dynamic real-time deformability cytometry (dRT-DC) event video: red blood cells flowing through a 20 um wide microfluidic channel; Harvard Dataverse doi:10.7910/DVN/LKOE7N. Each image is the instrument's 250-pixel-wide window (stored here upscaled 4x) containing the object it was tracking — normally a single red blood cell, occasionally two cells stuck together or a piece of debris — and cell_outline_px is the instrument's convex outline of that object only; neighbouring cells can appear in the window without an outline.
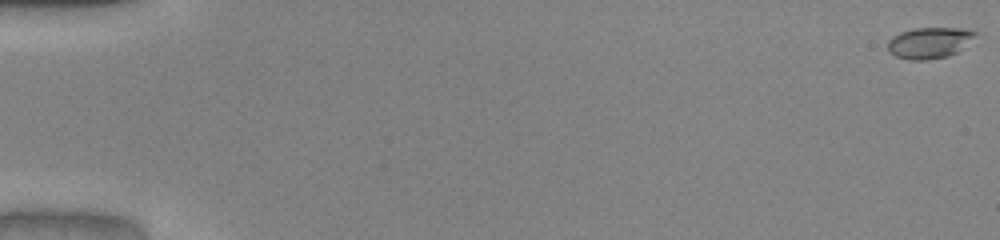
{"species": "common noctule bat (a hibernating species)", "species_latin": "Nyctalus noctula", "temperature_condition": "warm", "stored_images_in_passage": 52, "camera_frame_rate_fps": 3000, "um_per_image_px": 0.085, "animal": {"sex": "male", "body_mass_g": 20.0, "forearm_length_mm": 53.3}, "frame": {"image": 1, "passage_image": 1, "time_ms": 0.0, "image_size_px": [1000, 240], "cell_outline_px": [[976, 32], [956, 52], [948, 56], [924, 60], [908, 60], [896, 56], [888, 52], [888, 40], [892, 36], [900, 32], [916, 28], [964, 28]], "centroid_in_image_um": [78.89, 3.64], "position_along_channel_um": 6.1, "area_um2": 15.49}}
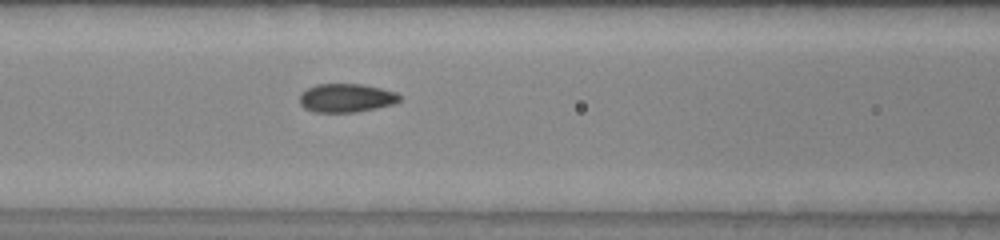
{"frame": {"image": 2, "passage_image": 24, "time_ms": 7.667, "image_size_px": [1000, 240], "cell_outline_px": [[400, 100], [392, 104], [376, 108], [356, 112], [316, 112], [304, 108], [300, 104], [300, 92], [316, 84], [364, 84], [396, 92], [400, 96]], "centroid_in_image_um": [29.41, 8.32], "position_along_channel_um": 137.2, "area_um2": 16.65}}
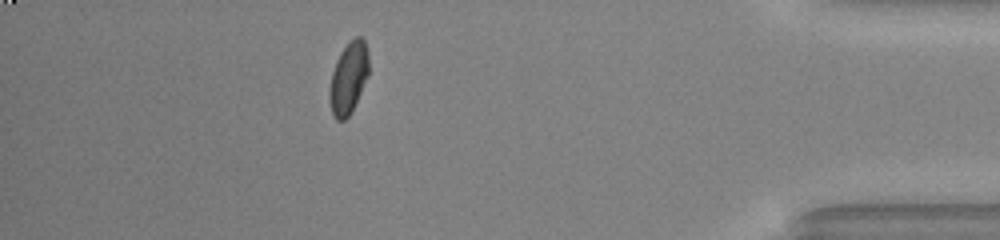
{"frame": {"image": 3, "passage_image": 47, "time_ms": 15.333, "image_size_px": [1000, 240], "cell_outline_px": [[368, 76], [348, 116], [344, 120], [336, 120], [332, 116], [328, 100], [328, 92], [332, 72], [336, 60], [340, 52], [356, 36], [360, 36], [364, 40], [368, 52]], "centroid_in_image_um": [29.59, 6.64], "position_along_channel_um": 405.6, "area_um2": 16.3}, "authors_computed_cell_mechanics": {"area_um2": 16.4152, "velocity_mm_per_s": 4.0588, "shape_relaxation_time_tau1_ms": 3.806, "shape_relaxation_time_tau2_ms": null, "deformation_change_tau1": 0.1431, "deformation_change_tau2": null}}